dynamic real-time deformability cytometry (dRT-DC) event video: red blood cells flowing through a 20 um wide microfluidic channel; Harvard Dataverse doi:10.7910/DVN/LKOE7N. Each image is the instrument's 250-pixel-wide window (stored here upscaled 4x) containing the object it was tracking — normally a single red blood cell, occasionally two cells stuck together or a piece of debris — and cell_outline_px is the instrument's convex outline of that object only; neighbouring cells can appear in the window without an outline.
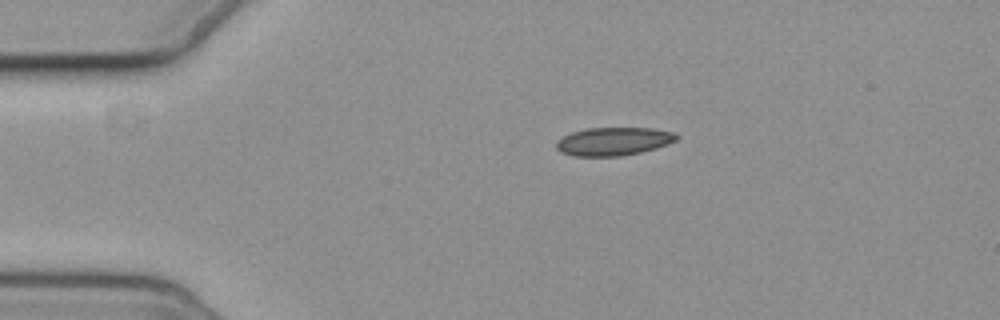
{"species": "common noctule bat (a hibernating species)", "species_latin": "Nyctalus noctula", "temperature_condition": "cold", "stored_images_in_passage": 3, "camera_frame_rate_fps": 3000, "um_per_image_px": 0.085, "animal": {"sex": "female", "body_mass_g": 19.3, "forearm_length_mm": 54.1}, "frame": {"image": 1, "passage_image": 1, "time_ms": 0.0, "image_size_px": [1000, 320], "cell_outline_px": [[680, 136], [676, 140], [668, 144], [656, 148], [624, 156], [572, 156], [560, 152], [556, 148], [556, 140], [572, 132], [584, 128], [652, 128], [676, 132]], "centroid_in_image_um": [52.15, 12.01], "position_along_channel_um": 32.8, "area_um2": 20.0}}
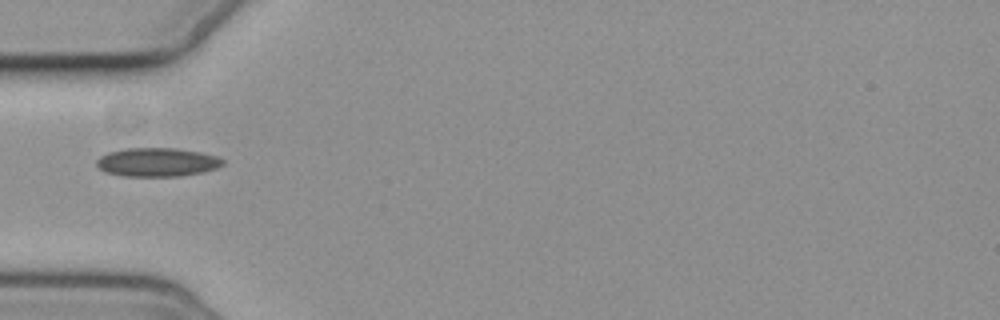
{"frame": {"image": 2, "passage_image": 3, "time_ms": 2.333, "image_size_px": [1000, 320], "cell_outline_px": [[224, 164], [216, 168], [200, 172], [180, 176], [124, 176], [104, 172], [96, 164], [96, 160], [100, 156], [108, 152], [124, 148], [176, 148], [200, 152], [216, 156], [224, 160]], "centroid_in_image_um": [13.33, 13.78], "position_along_channel_um": 71.7, "area_um2": 21.1}}